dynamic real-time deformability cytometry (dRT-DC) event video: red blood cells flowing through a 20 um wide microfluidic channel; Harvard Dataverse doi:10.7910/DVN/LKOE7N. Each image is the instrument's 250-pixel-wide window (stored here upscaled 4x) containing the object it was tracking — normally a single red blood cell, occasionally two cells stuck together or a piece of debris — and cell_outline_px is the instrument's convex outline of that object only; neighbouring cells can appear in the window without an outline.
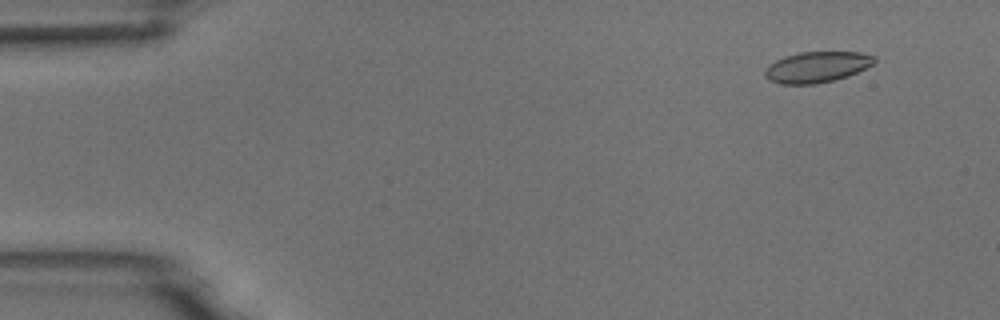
{"species": "common noctule bat (a hibernating species)", "species_latin": "Nyctalus noctula", "temperature_condition": "room temperature", "stored_images_in_passage": 5, "camera_frame_rate_fps": 3000, "um_per_image_px": 0.085, "animal": {"sex": "male", "body_mass_g": 18.8}, "frame": {"image": 1, "passage_image": 2, "time_ms": 0.333, "image_size_px": [1000, 320], "cell_outline_px": [[876, 60], [872, 64], [848, 76], [816, 84], [780, 84], [768, 80], [764, 76], [764, 72], [768, 64], [784, 56], [800, 52], [860, 52], [876, 56]], "centroid_in_image_um": [69.39, 5.69], "position_along_channel_um": 15.6, "area_um2": 19.71}}
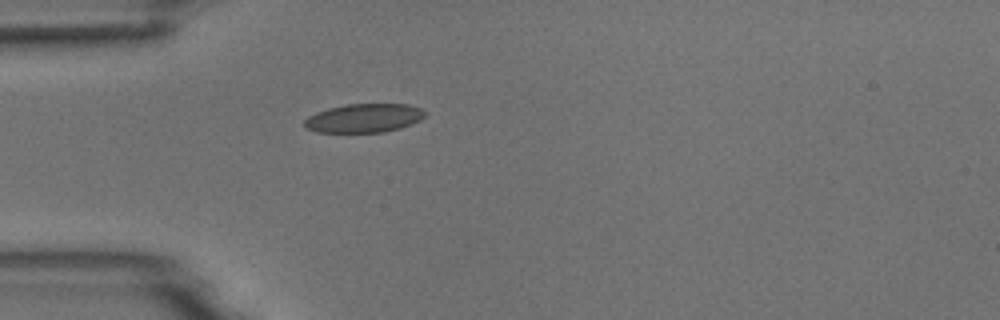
{"frame": {"image": 2, "passage_image": 5, "time_ms": 1.333, "image_size_px": [1000, 320], "cell_outline_px": [[424, 116], [420, 120], [400, 128], [384, 132], [316, 132], [308, 128], [304, 124], [304, 120], [308, 116], [316, 112], [328, 108], [348, 104], [408, 104], [420, 108], [424, 112]], "centroid_in_image_um": [30.92, 10.03], "position_along_channel_um": 54.1, "area_um2": 20.06}}